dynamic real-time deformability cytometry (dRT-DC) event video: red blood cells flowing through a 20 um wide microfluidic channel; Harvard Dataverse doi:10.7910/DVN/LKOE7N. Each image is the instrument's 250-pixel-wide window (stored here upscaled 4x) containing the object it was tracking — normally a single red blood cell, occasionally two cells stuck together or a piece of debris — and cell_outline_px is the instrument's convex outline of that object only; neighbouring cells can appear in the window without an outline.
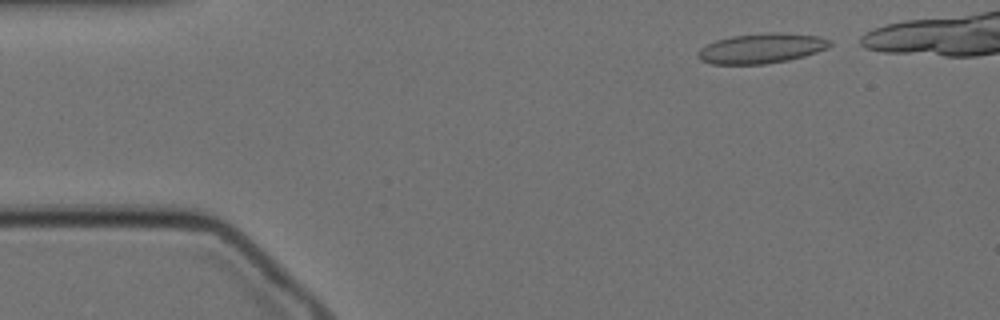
{"species": "Egyptian fruit bat (a non-hibernating species)", "species_latin": "Rousettus aegyptiacus", "temperature_condition": "cold", "stored_images_in_passage": 10, "camera_frame_rate_fps": 3000, "um_per_image_px": 0.085, "animal": {"sex": "female"}, "frame": {"image": 1, "passage_image": 2, "time_ms": 0.333, "image_size_px": [1000, 320], "cell_outline_px": [[832, 44], [828, 48], [804, 56], [788, 60], [764, 64], [712, 64], [700, 60], [696, 56], [696, 52], [700, 48], [716, 40], [732, 36], [768, 32], [784, 32], [820, 36], [832, 40]], "centroid_in_image_um": [64.74, 4.1], "position_along_channel_um": 20.3, "area_um2": 23.29}}